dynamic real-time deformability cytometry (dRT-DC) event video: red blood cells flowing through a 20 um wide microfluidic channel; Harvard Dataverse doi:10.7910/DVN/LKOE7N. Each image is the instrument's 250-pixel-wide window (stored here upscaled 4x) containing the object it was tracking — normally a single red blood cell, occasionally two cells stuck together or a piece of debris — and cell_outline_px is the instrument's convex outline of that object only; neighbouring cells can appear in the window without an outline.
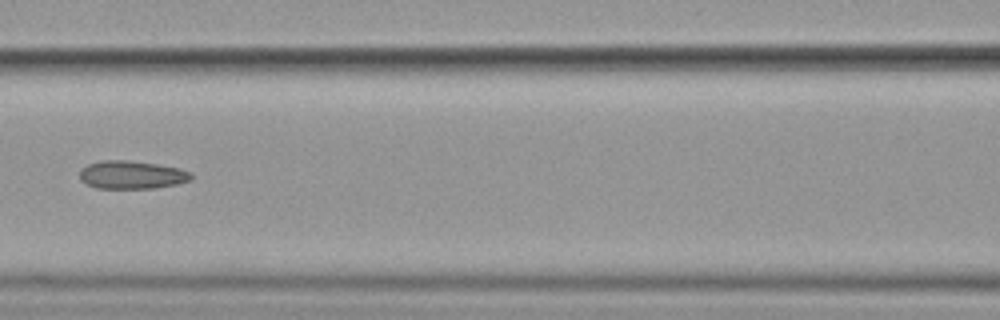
{"species": "common noctule bat (a hibernating species)", "species_latin": "Nyctalus noctula", "temperature_condition": "cold", "stored_images_in_passage": 11, "camera_frame_rate_fps": 3000, "um_per_image_px": 0.085, "animal": {"sex": "female", "body_mass_g": 19.9}, "frame": {"image": 1, "passage_image": 7, "time_ms": 7.667, "image_size_px": [1000, 320], "cell_outline_px": [[192, 180], [176, 184], [156, 188], [96, 188], [80, 180], [80, 168], [88, 164], [104, 160], [124, 160], [156, 164], [180, 168], [192, 172]], "centroid_in_image_um": [11.21, 14.86], "position_along_channel_um": 155.4, "area_um2": 18.26}}
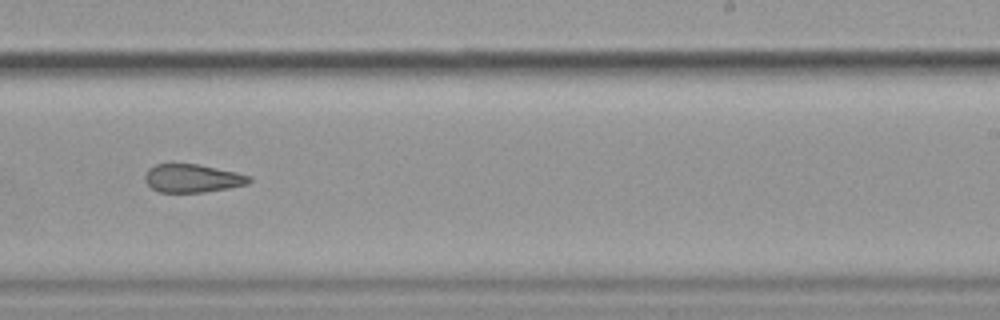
{"frame": {"image": 2, "passage_image": 10, "time_ms": 11.0, "image_size_px": [1000, 320], "cell_outline_px": [[252, 180], [248, 184], [228, 188], [204, 192], [160, 192], [152, 188], [144, 180], [144, 176], [148, 168], [156, 164], [200, 164], [236, 172], [252, 176]], "centroid_in_image_um": [16.37, 15.15], "position_along_channel_um": 272.6, "area_um2": 17.22}}
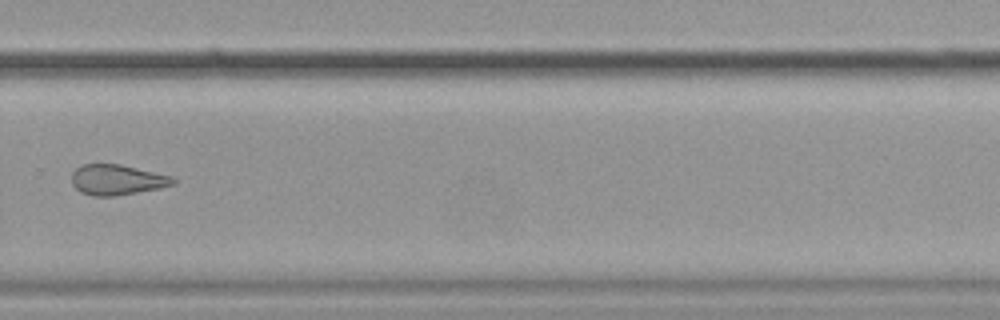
{"frame": {"image": 3, "passage_image": 11, "time_ms": 12.333, "image_size_px": [1000, 320], "cell_outline_px": [[176, 184], [160, 188], [112, 196], [92, 196], [80, 192], [72, 184], [72, 172], [80, 164], [120, 164], [172, 176], [176, 180]], "centroid_in_image_um": [9.94, 15.27], "position_along_channel_um": 319.9, "area_um2": 17.98}}